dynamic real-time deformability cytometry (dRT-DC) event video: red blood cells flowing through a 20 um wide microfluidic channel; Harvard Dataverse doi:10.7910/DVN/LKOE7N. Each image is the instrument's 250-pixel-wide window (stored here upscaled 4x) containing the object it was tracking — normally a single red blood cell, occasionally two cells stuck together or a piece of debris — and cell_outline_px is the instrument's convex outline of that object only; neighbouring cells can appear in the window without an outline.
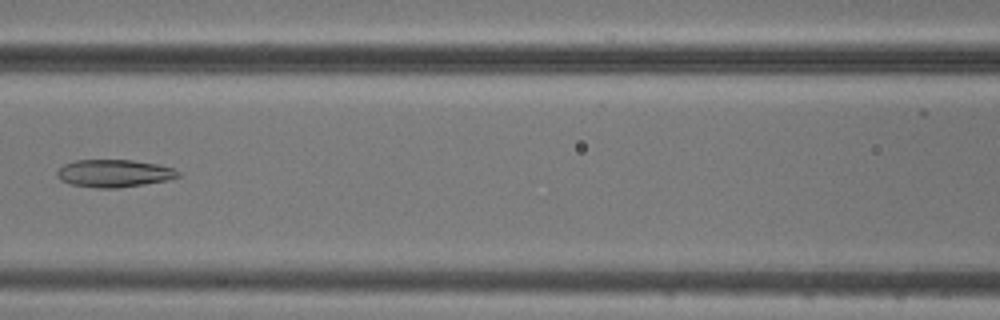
{"species": "common noctule bat (a hibernating species)", "species_latin": "Nyctalus noctula", "temperature_condition": "cold", "stored_images_in_passage": 7, "camera_frame_rate_fps": 3000, "um_per_image_px": 0.085, "animal": {"sex": "male", "body_mass_g": 20.5, "forearm_length_mm": 52.5}, "frame": {"image": 1, "passage_image": 7, "time_ms": 7.0, "image_size_px": [1000, 320], "cell_outline_px": [[180, 176], [168, 180], [144, 184], [116, 188], [96, 188], [72, 184], [60, 180], [56, 176], [56, 172], [64, 164], [76, 160], [132, 160], [156, 164], [172, 168], [180, 172]], "centroid_in_image_um": [9.68, 14.73], "position_along_channel_um": 156.9, "area_um2": 19.36}}